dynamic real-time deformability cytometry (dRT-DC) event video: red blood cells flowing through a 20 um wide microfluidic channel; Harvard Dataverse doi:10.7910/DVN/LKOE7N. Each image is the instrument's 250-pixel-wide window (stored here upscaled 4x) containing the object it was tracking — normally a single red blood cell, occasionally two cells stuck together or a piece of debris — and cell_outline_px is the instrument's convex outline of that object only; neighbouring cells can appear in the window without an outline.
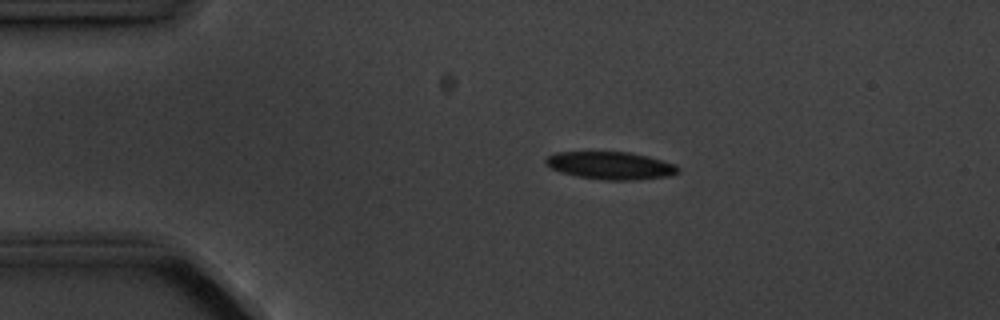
{"species": "common noctule bat (a hibernating species)", "species_latin": "Nyctalus noctula", "temperature_condition": "cold", "stored_images_in_passage": 7, "camera_frame_rate_fps": 3000, "um_per_image_px": 0.085, "animal": {"sex": "male", "body_mass_g": 20.1, "forearm_length_mm": 53.5}, "frame": {"image": 1, "passage_image": 4, "time_ms": 3.333, "image_size_px": [1000, 320], "cell_outline_px": [[680, 172], [672, 176], [636, 180], [608, 180], [576, 176], [560, 172], [544, 164], [544, 160], [548, 156], [556, 152], [628, 152], [648, 156], [676, 164], [680, 168]], "centroid_in_image_um": [51.94, 14.07], "position_along_channel_um": 33.1, "area_um2": 21.5}}
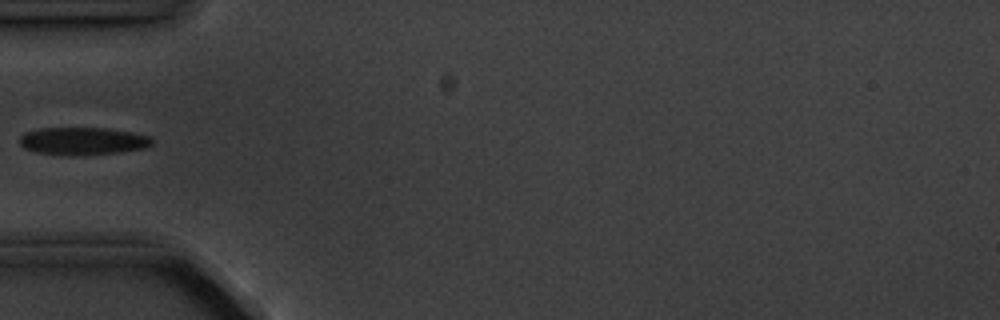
{"frame": {"image": 2, "passage_image": 6, "time_ms": 5.667, "image_size_px": [1000, 320], "cell_outline_px": [[152, 144], [144, 148], [120, 152], [68, 156], [36, 152], [24, 148], [20, 144], [20, 136], [24, 132], [40, 128], [108, 128], [132, 132], [148, 136], [152, 140]], "centroid_in_image_um": [7.0, 11.99], "position_along_channel_um": 78.0, "area_um2": 21.33}}
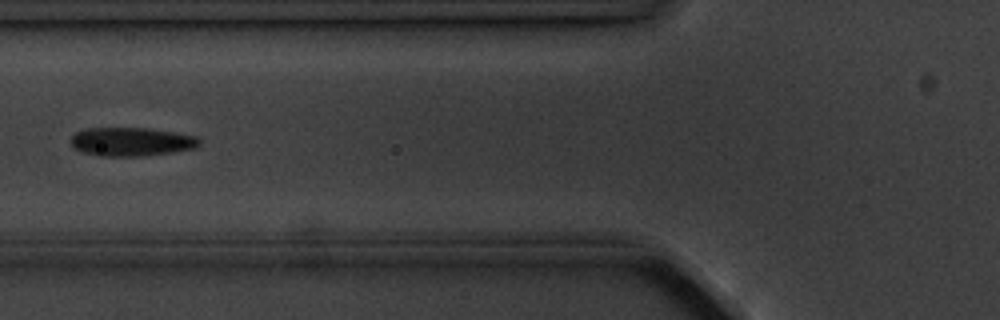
{"frame": {"image": 3, "passage_image": 7, "time_ms": 6.667, "image_size_px": [1000, 320], "cell_outline_px": [[200, 144], [196, 148], [172, 152], [140, 156], [96, 156], [84, 152], [76, 148], [72, 144], [72, 136], [76, 132], [88, 128], [148, 128], [200, 136]], "centroid_in_image_um": [11.22, 12.04], "position_along_channel_um": 114.6, "area_um2": 21.44}}